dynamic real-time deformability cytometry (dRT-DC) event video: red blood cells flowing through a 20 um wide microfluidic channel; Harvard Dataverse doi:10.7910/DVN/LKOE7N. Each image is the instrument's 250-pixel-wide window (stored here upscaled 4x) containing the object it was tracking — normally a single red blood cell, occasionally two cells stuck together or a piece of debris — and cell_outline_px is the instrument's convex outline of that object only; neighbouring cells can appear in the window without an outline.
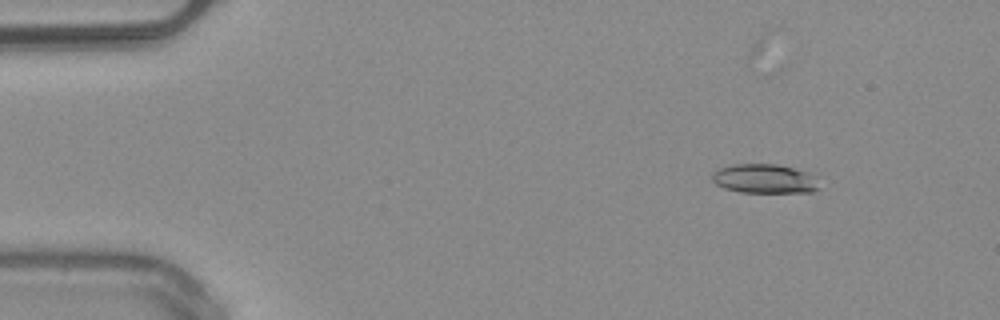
{"species": "common noctule bat (a hibernating species)", "species_latin": "Nyctalus noctula", "temperature_condition": "warm", "stored_images_in_passage": 39, "camera_frame_rate_fps": 3000, "um_per_image_px": 0.085, "animal": {"sex": "male", "body_mass_g": 20.4}, "frame": {"image": 1, "passage_image": 1, "time_ms": 0.0, "image_size_px": [1000, 320], "cell_outline_px": [[820, 188], [812, 192], [740, 192], [724, 188], [716, 184], [712, 180], [712, 172], [720, 168], [732, 164], [776, 164], [792, 168], [816, 176]], "centroid_in_image_um": [64.97, 15.2], "position_along_channel_um": 20.0, "area_um2": 18.21}}
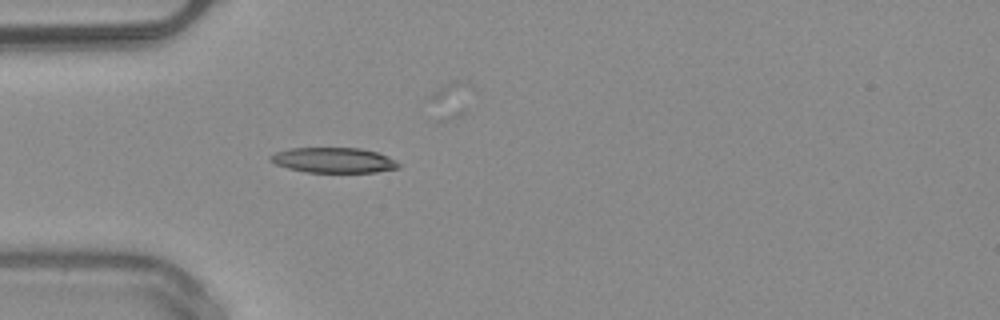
{"frame": {"image": 2, "passage_image": 10, "time_ms": 3.0, "image_size_px": [1000, 320], "cell_outline_px": [[400, 168], [376, 172], [304, 172], [288, 168], [276, 164], [268, 160], [268, 156], [276, 152], [292, 148], [360, 148], [376, 152], [388, 156], [396, 160], [400, 164]], "centroid_in_image_um": [28.36, 13.62], "position_along_channel_um": 56.6, "area_um2": 18.9}}
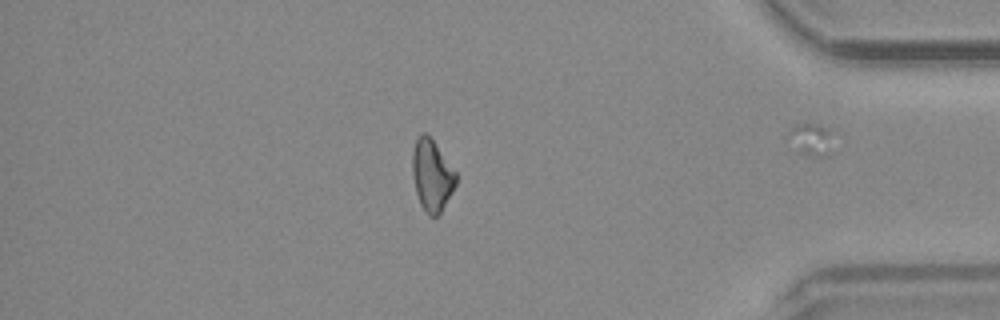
{"frame": {"image": 3, "passage_image": 38, "time_ms": 12.333, "image_size_px": [1000, 320], "cell_outline_px": [[456, 184], [452, 192], [440, 212], [436, 216], [428, 216], [420, 204], [416, 192], [412, 176], [412, 152], [416, 140], [420, 132], [428, 132], [456, 172]], "centroid_in_image_um": [36.69, 14.86], "position_along_channel_um": 398.5, "area_um2": 18.26}}